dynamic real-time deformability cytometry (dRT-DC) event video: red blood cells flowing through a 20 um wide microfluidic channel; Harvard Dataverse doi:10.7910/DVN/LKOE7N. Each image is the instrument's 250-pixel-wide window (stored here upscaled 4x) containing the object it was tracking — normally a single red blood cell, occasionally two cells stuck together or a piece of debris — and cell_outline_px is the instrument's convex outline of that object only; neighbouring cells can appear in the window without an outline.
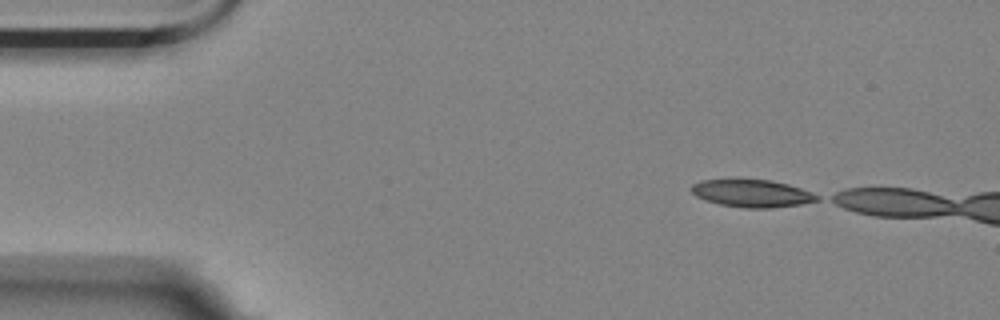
{"species": "Egyptian fruit bat (a non-hibernating species)", "species_latin": "Rousettus aegyptiacus", "temperature_condition": "room temperature", "stored_images_in_passage": 6, "camera_frame_rate_fps": 3000, "um_per_image_px": 0.085, "animal": {"sex": "female"}, "frame": {"image": 1, "passage_image": 1, "time_ms": 0.0, "image_size_px": [1000, 320], "cell_outline_px": [[820, 200], [800, 204], [772, 208], [744, 208], [720, 204], [704, 200], [696, 196], [688, 188], [692, 184], [700, 180], [736, 176], [772, 180], [788, 184], [812, 192], [820, 196]], "centroid_in_image_um": [63.85, 16.38], "position_along_channel_um": 21.2, "area_um2": 21.21}}